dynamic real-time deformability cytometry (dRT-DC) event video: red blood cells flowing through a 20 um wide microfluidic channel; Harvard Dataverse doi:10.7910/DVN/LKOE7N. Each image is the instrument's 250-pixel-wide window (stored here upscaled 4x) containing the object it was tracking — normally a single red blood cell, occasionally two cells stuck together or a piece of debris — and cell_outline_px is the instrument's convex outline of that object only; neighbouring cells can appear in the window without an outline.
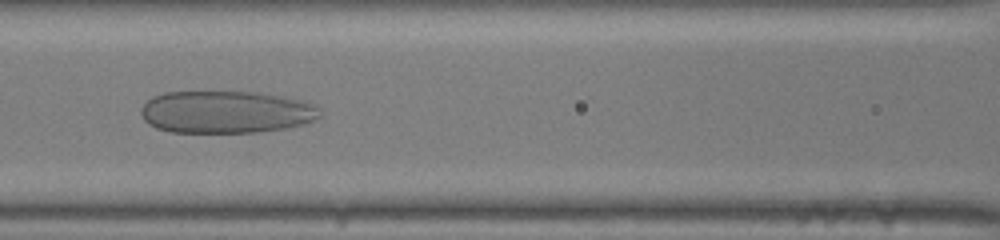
{"species": "human", "species_latin": "Homo sapiens", "temperature_condition": "room temperature", "stored_images_in_passage": 30, "camera_frame_rate_fps": 3000, "um_per_image_px": 0.085, "donor": {"sex": "male"}, "frame": {"image": 1, "passage_image": 10, "time_ms": 3.0, "image_size_px": [1000, 240], "cell_outline_px": [[320, 116], [304, 124], [288, 128], [260, 132], [172, 132], [156, 128], [148, 124], [144, 120], [140, 112], [140, 108], [152, 96], [164, 92], [256, 92], [284, 96], [304, 100], [320, 108]], "centroid_in_image_um": [19.21, 9.52], "position_along_channel_um": 147.4, "area_um2": 44.51}}
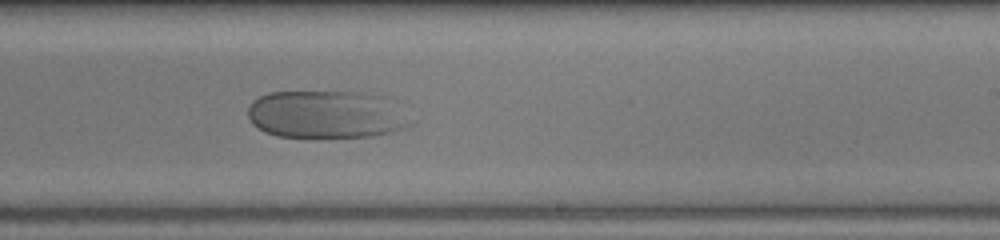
{"frame": {"image": 2, "passage_image": 18, "time_ms": 5.667, "image_size_px": [1000, 240], "cell_outline_px": [[412, 124], [404, 128], [372, 136], [276, 136], [264, 132], [252, 124], [248, 116], [248, 108], [252, 100], [268, 92], [356, 92], [380, 96]], "centroid_in_image_um": [27.57, 9.73], "position_along_channel_um": 261.4, "area_um2": 43.99}}
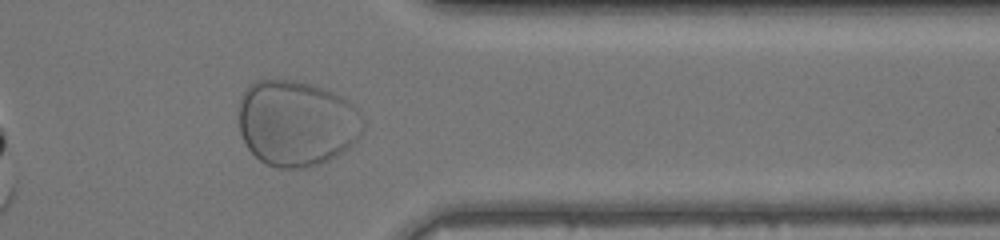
{"frame": {"image": 3, "passage_image": 27, "time_ms": 8.667, "image_size_px": [1000, 240], "cell_outline_px": [[364, 128], [360, 136], [344, 152], [320, 164], [308, 168], [276, 168], [260, 160], [248, 148], [240, 132], [240, 100], [244, 88], [248, 84], [256, 80], [296, 80], [312, 84], [324, 88], [344, 96], [360, 112], [364, 124]], "centroid_in_image_um": [25.23, 10.46], "position_along_channel_um": 386.2, "area_um2": 62.77}}